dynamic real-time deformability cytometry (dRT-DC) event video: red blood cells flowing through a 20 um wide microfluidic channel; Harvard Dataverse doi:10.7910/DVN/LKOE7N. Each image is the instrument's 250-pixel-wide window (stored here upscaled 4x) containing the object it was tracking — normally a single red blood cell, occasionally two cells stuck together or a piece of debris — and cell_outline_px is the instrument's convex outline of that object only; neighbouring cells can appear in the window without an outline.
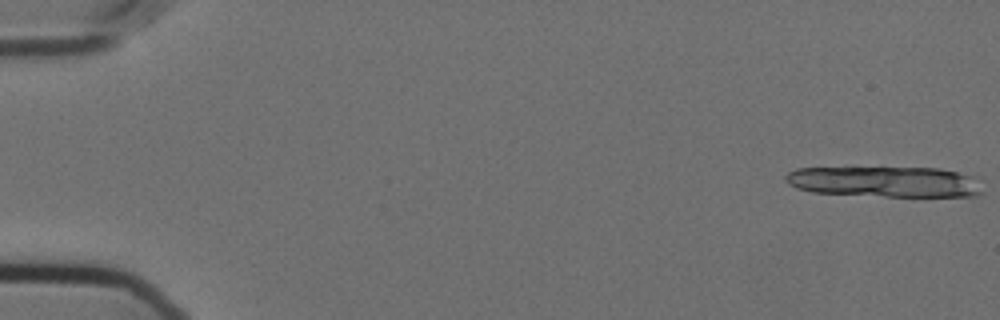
{"species": "Egyptian fruit bat (a non-hibernating species)", "species_latin": "Rousettus aegyptiacus", "temperature_condition": "cold", "stored_images_in_passage": 14, "camera_frame_rate_fps": 3000, "um_per_image_px": 0.085, "animal": {"sex": "female"}, "frame": {"image": 1, "passage_image": 1, "time_ms": 0.0, "image_size_px": [1000, 320], "cell_outline_px": [[984, 192], [976, 196], [884, 196], [812, 192], [796, 188], [788, 184], [784, 180], [784, 176], [788, 172], [796, 168], [940, 168], [956, 172], [968, 176]], "centroid_in_image_um": [75.11, 15.45], "position_along_channel_um": 9.9, "area_um2": 34.74}}